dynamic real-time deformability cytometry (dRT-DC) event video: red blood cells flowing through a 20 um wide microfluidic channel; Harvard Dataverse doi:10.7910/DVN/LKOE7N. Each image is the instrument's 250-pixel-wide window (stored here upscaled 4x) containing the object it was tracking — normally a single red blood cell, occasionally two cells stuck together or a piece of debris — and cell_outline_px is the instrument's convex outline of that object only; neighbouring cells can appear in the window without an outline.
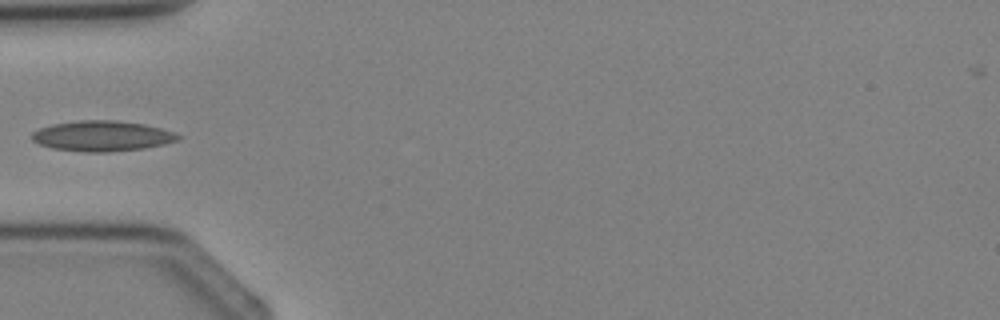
{"species": "Egyptian fruit bat (a non-hibernating species)", "species_latin": "Rousettus aegyptiacus", "temperature_condition": "cold", "stored_images_in_passage": 3, "camera_frame_rate_fps": 3000, "um_per_image_px": 0.085, "animal": {"sex": "female"}, "frame": {"image": 1, "passage_image": 3, "time_ms": 2.333, "image_size_px": [1000, 320], "cell_outline_px": [[184, 136], [180, 140], [164, 144], [144, 148], [108, 152], [84, 152], [52, 148], [40, 144], [32, 140], [32, 132], [40, 128], [52, 124], [80, 120], [116, 120], [144, 124], [160, 128]], "centroid_in_image_um": [8.7, 11.56], "position_along_channel_um": 76.3, "area_um2": 25.95}}